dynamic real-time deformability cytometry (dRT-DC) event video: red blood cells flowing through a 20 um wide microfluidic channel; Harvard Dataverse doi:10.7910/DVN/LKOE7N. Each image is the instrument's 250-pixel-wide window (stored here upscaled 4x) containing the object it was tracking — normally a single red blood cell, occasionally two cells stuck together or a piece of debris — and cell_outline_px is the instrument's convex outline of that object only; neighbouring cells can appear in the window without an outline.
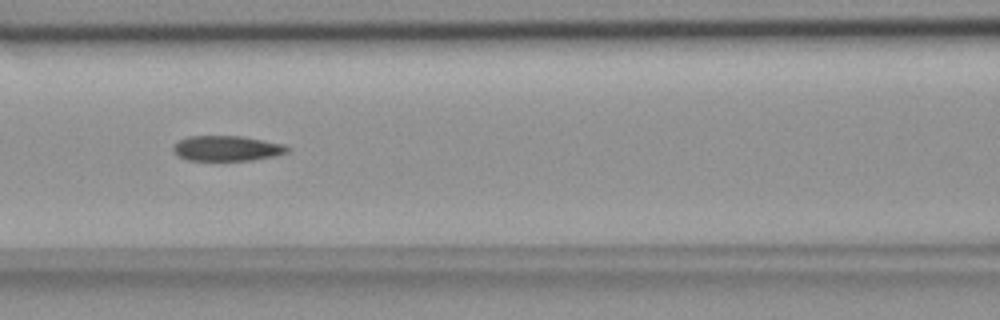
{"species": "common noctule bat (a hibernating species)", "species_latin": "Nyctalus noctula", "temperature_condition": "room temperature", "stored_images_in_passage": 53, "camera_frame_rate_fps": 3000, "um_per_image_px": 0.085, "animal": {"sex": "female", "body_mass_g": 18.4}, "frame": {"image": 1, "passage_image": 23, "time_ms": 7.333, "image_size_px": [1000, 320], "cell_outline_px": [[292, 148], [288, 152], [276, 156], [252, 160], [188, 160], [176, 156], [172, 152], [172, 144], [188, 136], [244, 136], [284, 144]], "centroid_in_image_um": [19.28, 12.61], "position_along_channel_um": 147.3, "area_um2": 17.11}}
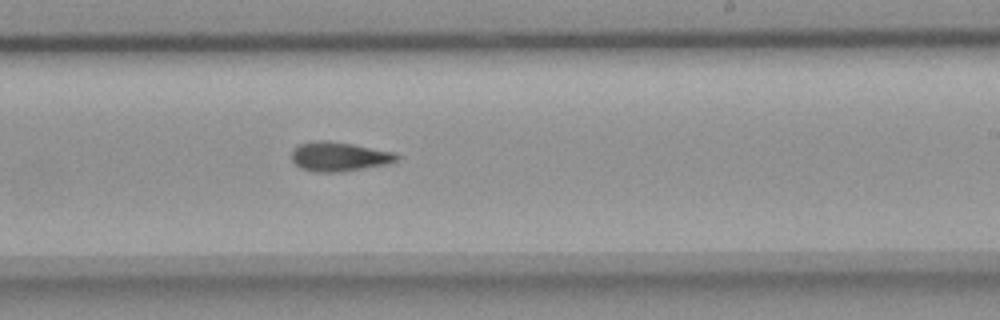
{"frame": {"image": 2, "passage_image": 32, "time_ms": 10.333, "image_size_px": [1000, 320], "cell_outline_px": [[400, 156], [396, 160], [388, 164], [340, 172], [312, 172], [300, 168], [292, 160], [292, 148], [300, 144], [312, 140], [324, 140], [352, 144], [396, 152]], "centroid_in_image_um": [28.81, 13.31], "position_along_channel_um": 260.2, "area_um2": 18.09}}
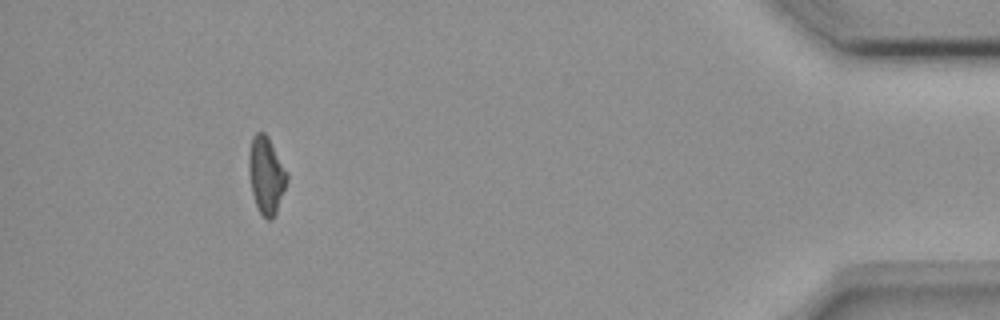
{"frame": {"image": 3, "passage_image": 49, "time_ms": 16.0, "image_size_px": [1000, 320], "cell_outline_px": [[288, 180], [276, 212], [272, 220], [268, 220], [260, 212], [256, 204], [252, 192], [248, 172], [248, 156], [252, 136], [256, 132], [264, 132], [268, 136], [288, 172]], "centroid_in_image_um": [22.63, 14.85], "position_along_channel_um": 412.6, "area_um2": 17.22}, "authors_computed_cell_mechanics": {"area_um2": 17.34, "velocity_mm_per_s": 3.7859, "shape_relaxation_time_tau1_ms": null, "shape_relaxation_time_tau2_ms": 6.2324, "deformation_change_tau1": null, "deformation_change_tau2": 0.1592}}